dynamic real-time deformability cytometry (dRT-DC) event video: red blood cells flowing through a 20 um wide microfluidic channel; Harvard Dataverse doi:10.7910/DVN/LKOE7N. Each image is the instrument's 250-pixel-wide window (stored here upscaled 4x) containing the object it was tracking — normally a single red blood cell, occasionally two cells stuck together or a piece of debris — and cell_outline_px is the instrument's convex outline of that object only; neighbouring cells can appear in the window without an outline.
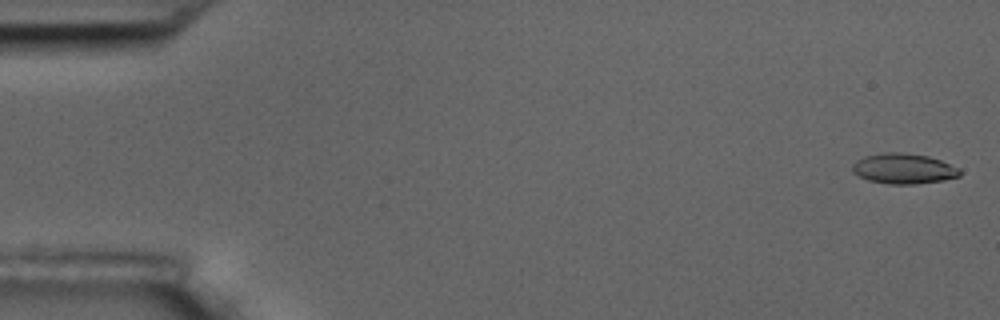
{"species": "common noctule bat (a hibernating species)", "species_latin": "Nyctalus noctula", "temperature_condition": "room temperature", "stored_images_in_passage": 5, "camera_frame_rate_fps": 3000, "um_per_image_px": 0.085, "animal": {"sex": "male", "body_mass_g": 17.5, "forearm_length_mm": 52.3}, "frame": {"image": 1, "passage_image": 1, "time_ms": 0.0, "image_size_px": [1000, 320], "cell_outline_px": [[960, 176], [944, 180], [916, 184], [888, 184], [868, 180], [852, 172], [852, 164], [856, 160], [864, 156], [884, 152], [900, 152], [928, 156], [940, 160], [960, 168]], "centroid_in_image_um": [76.8, 14.33], "position_along_channel_um": 8.2, "area_um2": 19.07}}
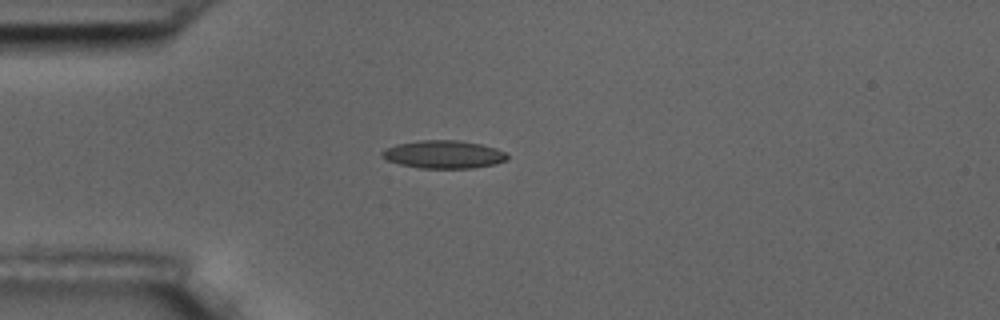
{"frame": {"image": 2, "passage_image": 5, "time_ms": 4.667, "image_size_px": [1000, 320], "cell_outline_px": [[508, 160], [496, 164], [472, 168], [420, 168], [400, 164], [388, 160], [380, 156], [380, 152], [396, 144], [420, 140], [460, 140], [480, 144], [496, 148], [504, 152], [508, 156]], "centroid_in_image_um": [37.72, 13.12], "position_along_channel_um": 47.3, "area_um2": 20.4}}